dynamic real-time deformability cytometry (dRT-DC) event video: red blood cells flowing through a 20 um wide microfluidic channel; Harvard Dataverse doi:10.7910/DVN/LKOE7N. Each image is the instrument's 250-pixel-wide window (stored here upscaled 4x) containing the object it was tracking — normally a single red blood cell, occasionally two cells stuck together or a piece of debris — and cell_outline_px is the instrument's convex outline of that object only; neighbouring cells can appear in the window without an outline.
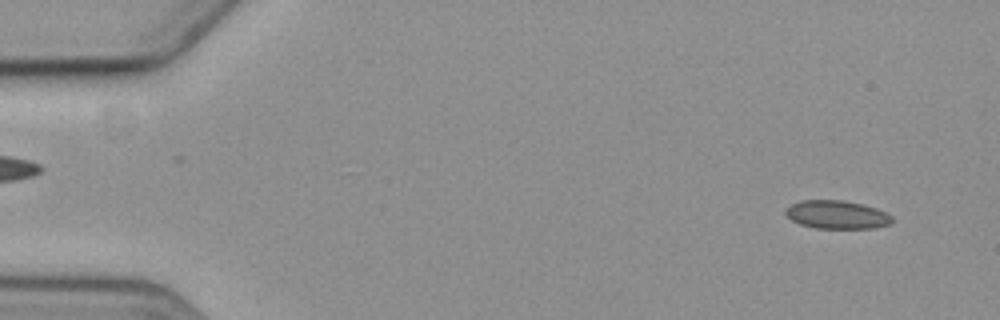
{"species": "common noctule bat (a hibernating species)", "species_latin": "Nyctalus noctula", "temperature_condition": "cold", "stored_images_in_passage": 4, "camera_frame_rate_fps": 3000, "um_per_image_px": 0.085, "animal": {"sex": "female", "body_mass_g": 19.3, "forearm_length_mm": 54.1}, "frame": {"image": 1, "passage_image": 1, "time_ms": 0.0, "image_size_px": [1000, 320], "cell_outline_px": [[892, 220], [888, 224], [872, 228], [816, 228], [800, 224], [792, 220], [784, 212], [792, 204], [800, 200], [840, 200], [860, 204], [876, 208], [892, 216]], "centroid_in_image_um": [71.11, 18.24], "position_along_channel_um": 13.9, "area_um2": 17.22}}